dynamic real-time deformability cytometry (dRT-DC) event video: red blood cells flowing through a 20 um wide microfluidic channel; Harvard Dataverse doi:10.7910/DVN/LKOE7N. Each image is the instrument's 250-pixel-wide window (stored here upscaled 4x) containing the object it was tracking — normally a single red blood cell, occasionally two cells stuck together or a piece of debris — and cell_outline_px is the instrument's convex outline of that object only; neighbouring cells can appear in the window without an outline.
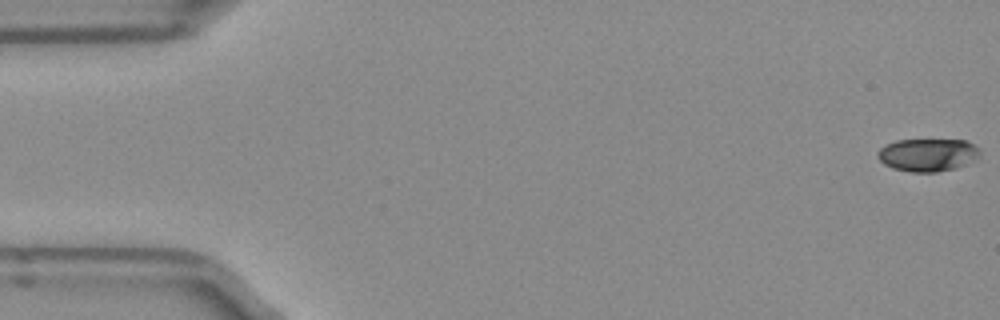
{"species": "Egyptian fruit bat (a non-hibernating species)", "species_latin": "Rousettus aegyptiacus", "temperature_condition": "room temperature", "stored_images_in_passage": 11, "camera_frame_rate_fps": 3000, "um_per_image_px": 0.085, "frame": {"image": 1, "passage_image": 1, "time_ms": 0.0, "image_size_px": [1000, 320], "cell_outline_px": [[980, 156], [956, 168], [936, 172], [908, 172], [892, 168], [884, 164], [876, 156], [876, 152], [884, 144], [896, 140], [968, 140], [980, 148]], "centroid_in_image_um": [78.83, 13.16], "position_along_channel_um": 6.2, "area_um2": 19.77}}